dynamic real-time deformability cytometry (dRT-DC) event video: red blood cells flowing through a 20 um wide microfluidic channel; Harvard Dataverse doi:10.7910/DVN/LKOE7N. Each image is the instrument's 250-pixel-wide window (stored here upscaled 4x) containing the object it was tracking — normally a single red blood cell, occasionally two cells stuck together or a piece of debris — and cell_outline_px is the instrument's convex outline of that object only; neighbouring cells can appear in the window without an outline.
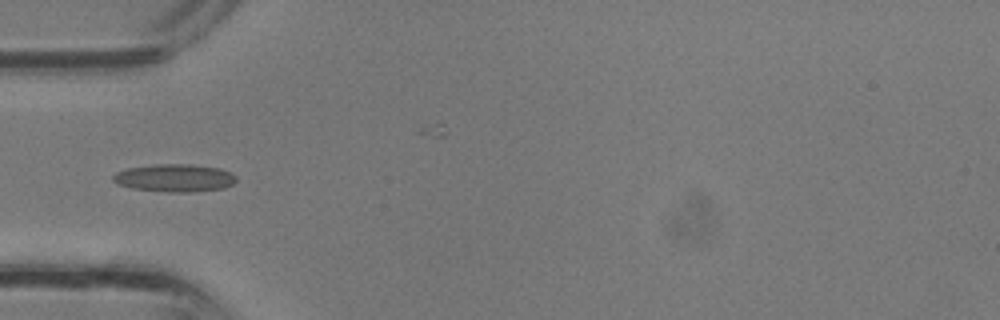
{"species": "common noctule bat (a hibernating species)", "species_latin": "Nyctalus noctula", "temperature_condition": "room temperature", "stored_images_in_passage": 23, "camera_frame_rate_fps": 3000, "um_per_image_px": 0.085, "animal": {"sex": "male", "body_mass_g": 13.3}, "frame": {"image": 1, "passage_image": 1, "time_ms": 0.0, "image_size_px": [1000, 320], "cell_outline_px": [[236, 180], [232, 184], [224, 188], [192, 192], [168, 192], [132, 188], [116, 184], [112, 180], [112, 176], [116, 172], [128, 168], [156, 164], [188, 164], [220, 168], [236, 176]], "centroid_in_image_um": [14.82, 15.13], "position_along_channel_um": 70.2, "area_um2": 19.88}}
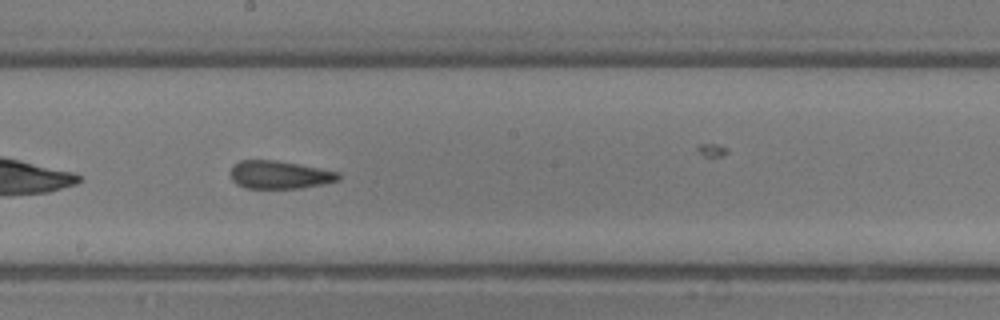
{"frame": {"image": 2, "passage_image": 9, "time_ms": 2.667, "image_size_px": [1000, 320], "cell_outline_px": [[340, 180], [324, 184], [300, 188], [244, 188], [236, 184], [232, 180], [232, 164], [240, 160], [276, 160], [300, 164], [340, 172]], "centroid_in_image_um": [23.78, 14.85], "position_along_channel_um": 224.4, "area_um2": 17.74}}
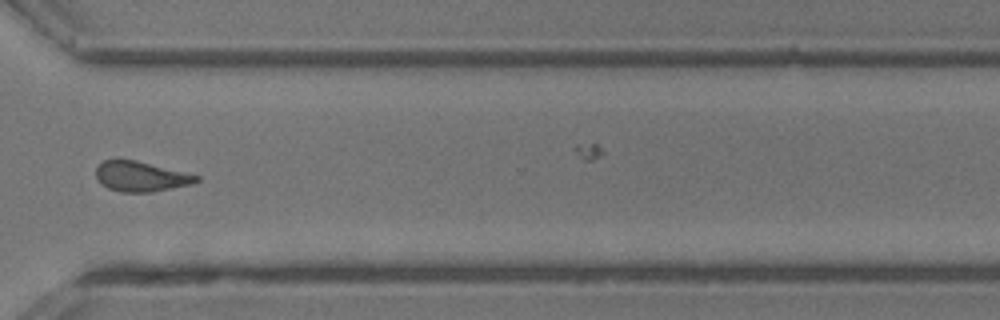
{"frame": {"image": 3, "passage_image": 16, "time_ms": 5.0, "image_size_px": [1000, 320], "cell_outline_px": [[200, 180], [192, 184], [152, 192], [120, 192], [108, 188], [100, 184], [96, 180], [96, 168], [104, 160], [116, 156], [136, 160], [200, 176]], "centroid_in_image_um": [11.91, 14.97], "position_along_channel_um": 358.7, "area_um2": 18.03}}